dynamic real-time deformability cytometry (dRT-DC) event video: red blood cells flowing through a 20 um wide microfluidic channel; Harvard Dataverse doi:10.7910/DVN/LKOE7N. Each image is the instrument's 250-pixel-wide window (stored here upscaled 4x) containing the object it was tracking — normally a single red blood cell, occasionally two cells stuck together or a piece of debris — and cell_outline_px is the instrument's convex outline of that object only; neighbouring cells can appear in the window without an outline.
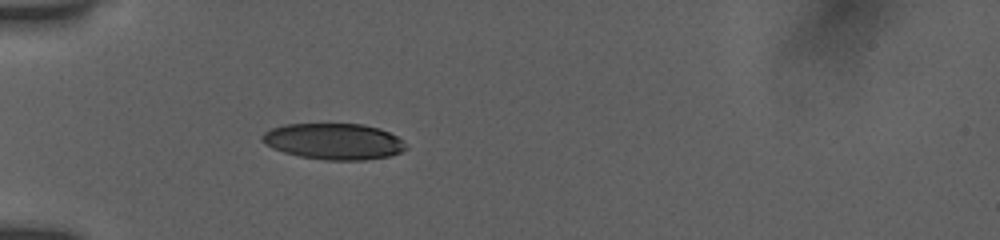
{"species": "human", "species_latin": "Homo sapiens", "temperature_condition": "room temperature", "stored_images_in_passage": 35, "camera_frame_rate_fps": 3000, "um_per_image_px": 0.085, "donor": {"sex": "female"}, "frame": {"image": 1, "passage_image": 1, "time_ms": 0.0, "image_size_px": [1000, 240], "cell_outline_px": [[408, 148], [400, 152], [388, 156], [364, 160], [324, 160], [300, 156], [284, 152], [272, 148], [264, 144], [260, 136], [264, 132], [272, 128], [284, 124], [364, 124], [380, 128], [396, 136], [408, 144]], "centroid_in_image_um": [28.37, 12.01], "position_along_channel_um": 56.6, "area_um2": 30.4}}
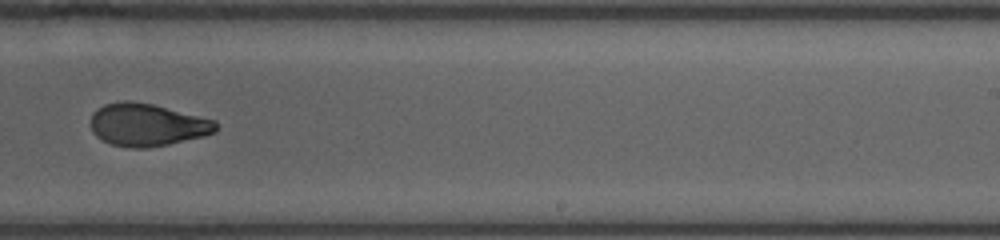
{"frame": {"image": 2, "passage_image": 12, "time_ms": 6.0, "image_size_px": [1000, 240], "cell_outline_px": [[216, 132], [204, 136], [168, 144], [148, 148], [128, 148], [112, 144], [96, 136], [92, 132], [92, 112], [104, 104], [120, 100], [132, 100], [152, 104], [216, 120]], "centroid_in_image_um": [12.5, 10.6], "position_along_channel_um": 276.5, "area_um2": 31.1}}
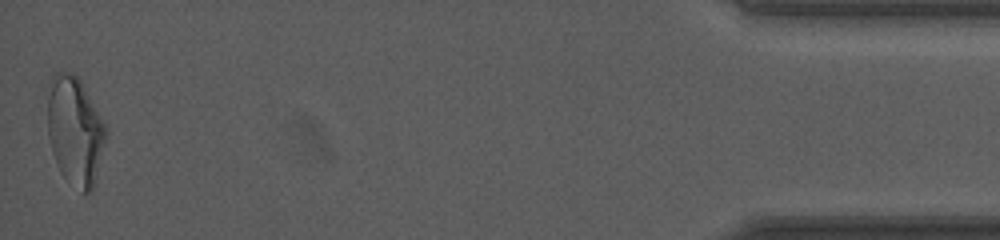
{"frame": {"image": 3, "passage_image": 34, "time_ms": 12.0, "image_size_px": [1000, 240], "cell_outline_px": [[104, 140], [92, 192], [84, 192], [64, 176], [60, 172], [56, 164], [52, 152], [48, 132], [48, 100], [52, 76], [56, 72], [72, 72], [80, 80], [104, 120]], "centroid_in_image_um": [6.35, 11.08], "position_along_channel_um": 428.9, "area_um2": 35.89}, "authors_computed_cell_mechanics": {"area_um2": 31.6166, "velocity_mm_per_s": 3.901, "shape_relaxation_time_tau1_ms": 7.8493, "shape_relaxation_time_tau2_ms": 1.9008, "deformation_change_tau1": 0.2394, "deformation_change_tau2": 0.0747}}